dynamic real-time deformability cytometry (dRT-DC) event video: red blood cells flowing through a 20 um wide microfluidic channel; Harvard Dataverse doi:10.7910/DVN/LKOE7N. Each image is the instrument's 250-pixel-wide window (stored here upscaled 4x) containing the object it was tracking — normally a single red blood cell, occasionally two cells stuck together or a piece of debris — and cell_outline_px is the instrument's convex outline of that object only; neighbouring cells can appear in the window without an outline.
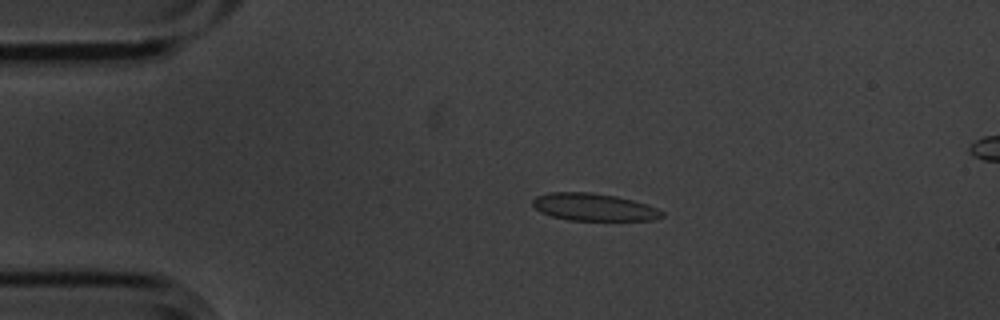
{"species": "common noctule bat (a hibernating species)", "species_latin": "Nyctalus noctula", "temperature_condition": "cold", "stored_images_in_passage": 6, "segment_of_instrument_passage": [1, 2], "camera_frame_rate_fps": 3000, "um_per_image_px": 0.085, "animal": {"sex": "male", "body_mass_g": 20.1, "forearm_length_mm": 53.5}, "frame": {"image": 1, "passage_image": 4, "time_ms": 1.0, "image_size_px": [1000, 320], "cell_outline_px": [[664, 216], [652, 220], [568, 220], [552, 216], [540, 212], [532, 204], [532, 200], [536, 196], [548, 192], [592, 192], [616, 196], [632, 200], [656, 208], [664, 212]], "centroid_in_image_um": [50.44, 17.6], "position_along_channel_um": 34.6, "area_um2": 20.58}}